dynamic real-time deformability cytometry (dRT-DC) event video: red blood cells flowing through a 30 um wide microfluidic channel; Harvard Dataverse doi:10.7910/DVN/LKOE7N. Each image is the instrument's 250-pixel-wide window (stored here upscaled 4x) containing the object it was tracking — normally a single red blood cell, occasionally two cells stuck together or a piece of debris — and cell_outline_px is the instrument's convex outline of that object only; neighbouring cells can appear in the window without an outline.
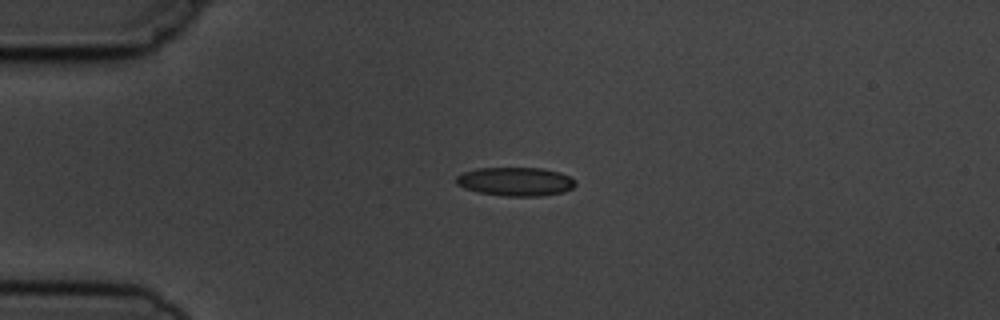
{"species": "common noctule bat (a hibernating species)", "species_latin": "Nyctalus noctula", "temperature_condition": "cold", "stored_images_in_passage": 3, "camera_frame_rate_fps": 3000, "um_per_image_px": 0.085, "animal": {"sex": "male", "body_mass_g": 19.5, "forearm_length_mm": 54.6}, "frame": {"image": 1, "passage_image": 1, "time_ms": 0.0, "image_size_px": [1000, 320], "cell_outline_px": [[576, 184], [572, 188], [564, 192], [540, 196], [504, 196], [476, 192], [464, 188], [456, 184], [456, 176], [464, 172], [476, 168], [544, 168], [560, 172], [576, 180]], "centroid_in_image_um": [43.82, 15.43], "position_along_channel_um": 41.2, "area_um2": 20.11}}
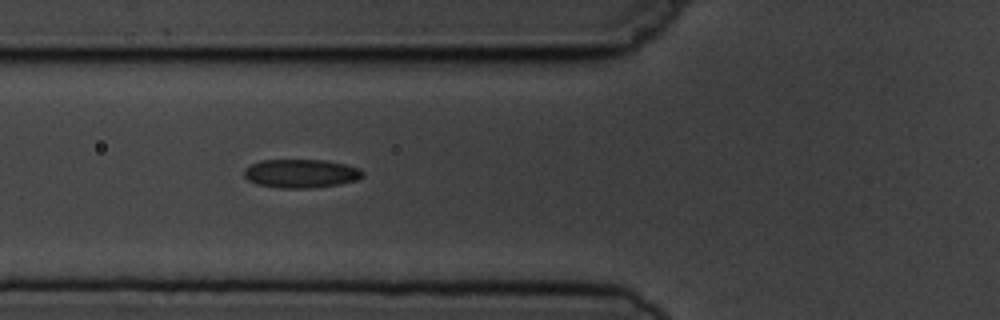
{"frame": {"image": 2, "passage_image": 3, "time_ms": 2.333, "image_size_px": [1000, 320], "cell_outline_px": [[364, 176], [356, 180], [340, 184], [308, 188], [280, 188], [256, 184], [248, 180], [244, 176], [244, 168], [260, 160], [328, 160], [348, 164], [360, 168], [364, 172]], "centroid_in_image_um": [25.61, 14.74], "position_along_channel_um": 100.2, "area_um2": 20.0}}